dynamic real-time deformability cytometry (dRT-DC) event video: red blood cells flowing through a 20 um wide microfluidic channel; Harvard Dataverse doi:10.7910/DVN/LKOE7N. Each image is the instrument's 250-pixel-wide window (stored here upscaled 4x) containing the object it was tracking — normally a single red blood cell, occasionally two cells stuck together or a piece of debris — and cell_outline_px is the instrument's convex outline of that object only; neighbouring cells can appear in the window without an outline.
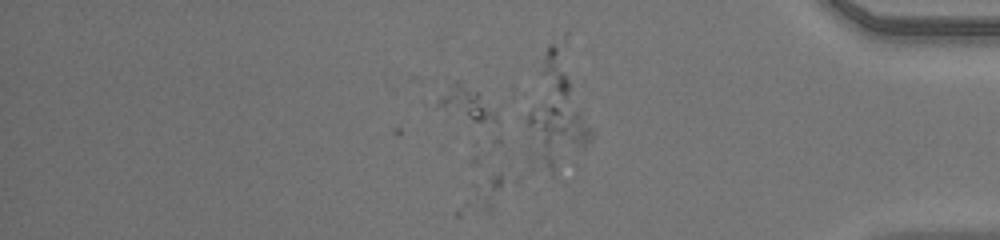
{"species": "human", "species_latin": "Homo sapiens", "temperature_condition": "warm", "stored_images_in_passage": 35, "camera_frame_rate_fps": 3000, "um_per_image_px": 0.085, "donor": {"sex": "male"}, "frame": {"image": 1, "passage_image": 35, "time_ms": 11.333, "image_size_px": [1000, 240], "cell_outline_px": [[592, 136], [584, 148], [552, 176], [536, 152], [524, 116], [532, 108], [556, 104], [580, 112], [592, 128]], "centroid_in_image_um": [47.39, 11.42], "position_along_channel_um": 387.8, "area_um2": 22.25}}